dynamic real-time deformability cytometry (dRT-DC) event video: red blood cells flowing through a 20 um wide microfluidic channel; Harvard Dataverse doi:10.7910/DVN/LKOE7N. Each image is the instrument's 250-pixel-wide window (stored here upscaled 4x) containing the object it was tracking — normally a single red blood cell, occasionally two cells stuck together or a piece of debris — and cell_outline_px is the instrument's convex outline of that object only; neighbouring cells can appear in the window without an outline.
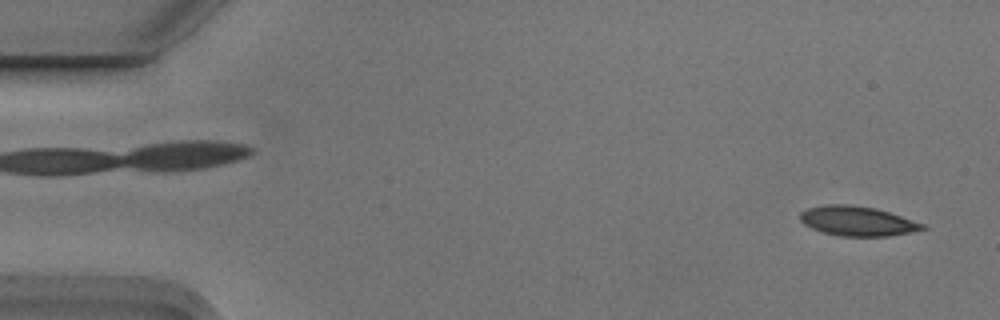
{"species": "Egyptian fruit bat (a non-hibernating species)", "species_latin": "Rousettus aegyptiacus", "temperature_condition": "cold", "stored_images_in_passage": 4, "camera_frame_rate_fps": 3000, "um_per_image_px": 0.085, "animal": {"sex": "male"}, "frame": {"image": 1, "passage_image": 1, "time_ms": 0.0, "image_size_px": [1000, 320], "cell_outline_px": [[928, 228], [888, 236], [840, 236], [824, 232], [812, 228], [804, 224], [800, 220], [800, 212], [808, 208], [824, 204], [848, 204], [876, 208], [924, 224]], "centroid_in_image_um": [72.84, 18.78], "position_along_channel_um": 12.2, "area_um2": 20.92}}